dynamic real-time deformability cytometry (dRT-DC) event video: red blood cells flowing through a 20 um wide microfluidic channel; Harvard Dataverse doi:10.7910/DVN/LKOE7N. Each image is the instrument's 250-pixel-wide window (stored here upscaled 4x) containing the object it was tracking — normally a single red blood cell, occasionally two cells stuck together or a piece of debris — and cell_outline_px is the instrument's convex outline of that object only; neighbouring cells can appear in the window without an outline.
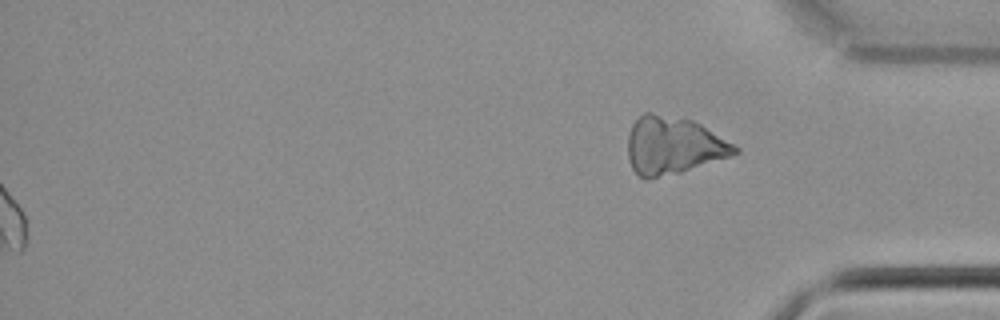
{"species": "common noctule bat (a hibernating species)", "species_latin": "Nyctalus noctula", "temperature_condition": "cold", "stored_images_in_passage": 45, "segment_of_instrument_passage": [2, 2], "camera_frame_rate_fps": 3000, "um_per_image_px": 0.085, "animal": {"sex": "male", "body_mass_g": 21.5, "forearm_length_mm": 52.0}, "frame": {"image": 1, "passage_image": 45, "time_ms": 14.667, "image_size_px": [1000, 320], "cell_outline_px": [[740, 152], [732, 156], [680, 172], [648, 180], [644, 180], [632, 168], [628, 160], [628, 132], [632, 124], [644, 112], [652, 112], [692, 120], [700, 124], [740, 148]], "centroid_in_image_um": [57.2, 12.38], "position_along_channel_um": 378.0, "area_um2": 35.95}}